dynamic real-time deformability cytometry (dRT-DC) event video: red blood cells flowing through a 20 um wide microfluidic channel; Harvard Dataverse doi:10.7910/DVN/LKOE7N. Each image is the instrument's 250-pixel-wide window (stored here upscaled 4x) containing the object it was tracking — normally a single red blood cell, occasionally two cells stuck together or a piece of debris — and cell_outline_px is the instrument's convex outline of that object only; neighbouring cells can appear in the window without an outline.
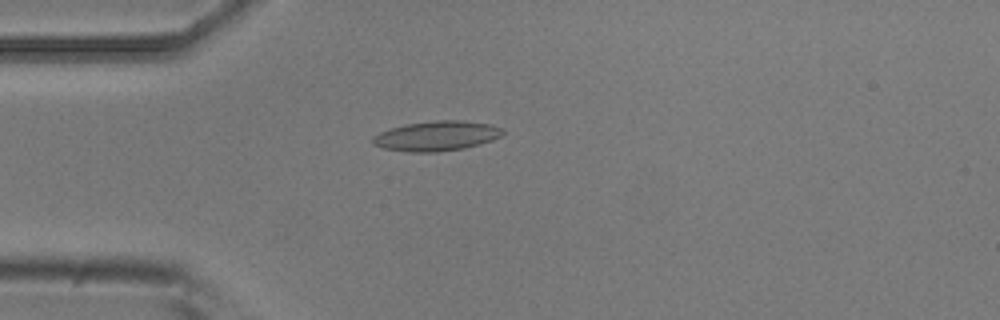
{"species": "common noctule bat (a hibernating species)", "species_latin": "Nyctalus noctula", "temperature_condition": "room temperature", "stored_images_in_passage": 4, "camera_frame_rate_fps": 3000, "um_per_image_px": 0.085, "animal": {"sex": "male", "body_mass_g": 20.5, "forearm_length_mm": 52.5}, "frame": {"image": 1, "passage_image": 4, "time_ms": 1.0, "image_size_px": [1000, 320], "cell_outline_px": [[508, 132], [492, 140], [480, 144], [464, 148], [436, 152], [412, 152], [384, 148], [372, 144], [372, 136], [380, 132], [404, 124], [432, 120], [464, 120], [488, 124], [504, 128]], "centroid_in_image_um": [37.14, 11.54], "position_along_channel_um": 47.9, "area_um2": 22.77}}